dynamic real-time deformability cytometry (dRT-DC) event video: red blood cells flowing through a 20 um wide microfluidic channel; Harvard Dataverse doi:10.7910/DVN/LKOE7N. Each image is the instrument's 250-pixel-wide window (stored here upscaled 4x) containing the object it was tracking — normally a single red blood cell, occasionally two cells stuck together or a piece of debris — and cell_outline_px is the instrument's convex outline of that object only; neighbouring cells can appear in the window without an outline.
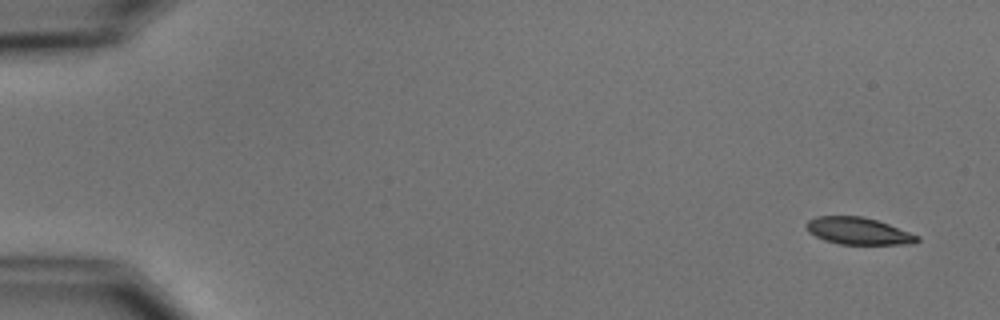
{"species": "common noctule bat (a hibernating species)", "species_latin": "Nyctalus noctula", "temperature_condition": "cold", "stored_images_in_passage": 8, "camera_frame_rate_fps": 3000, "um_per_image_px": 0.085, "animal": {"sex": "male", "body_mass_g": 15.6}, "frame": {"image": 1, "passage_image": 1, "time_ms": 0.0, "image_size_px": [1000, 320], "cell_outline_px": [[920, 240], [912, 244], [840, 244], [824, 240], [808, 232], [804, 224], [808, 220], [816, 216], [860, 216], [876, 220], [888, 224], [920, 236]], "centroid_in_image_um": [72.93, 19.63], "position_along_channel_um": 12.1, "area_um2": 17.46}}
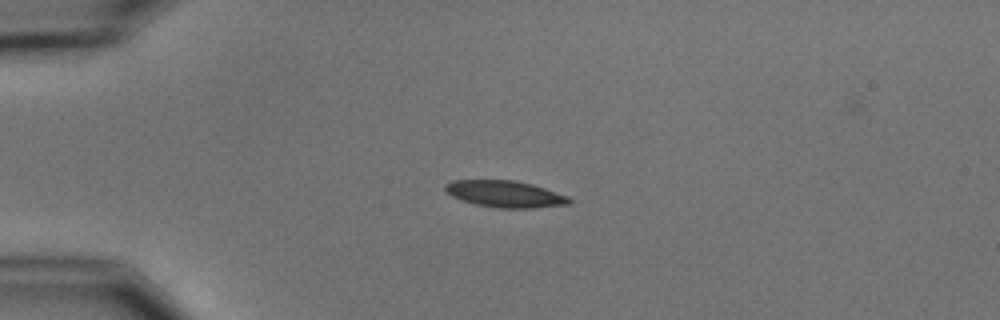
{"frame": {"image": 2, "passage_image": 4, "time_ms": 3.667, "image_size_px": [1000, 320], "cell_outline_px": [[572, 200], [568, 204], [532, 208], [496, 208], [476, 204], [460, 200], [444, 192], [444, 184], [452, 180], [516, 180], [532, 184], [568, 196]], "centroid_in_image_um": [42.88, 16.48], "position_along_channel_um": 42.1, "area_um2": 19.36}}
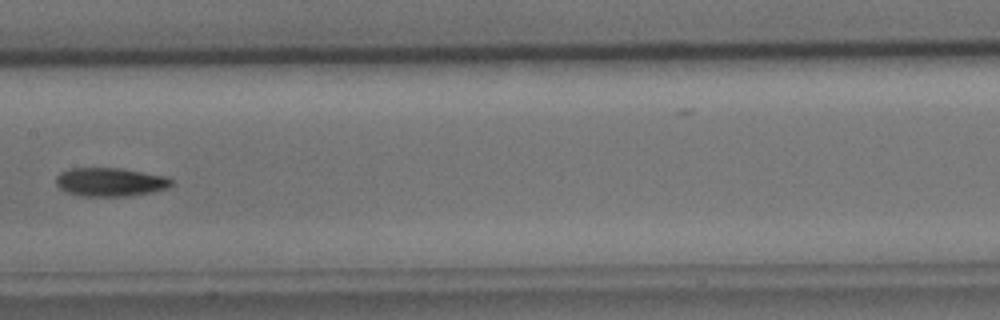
{"frame": {"image": 3, "passage_image": 8, "time_ms": 8.667, "image_size_px": [1000, 320], "cell_outline_px": [[172, 184], [168, 188], [152, 192], [128, 196], [80, 196], [68, 192], [60, 188], [56, 184], [56, 176], [60, 172], [68, 168], [120, 168], [168, 176], [172, 180]], "centroid_in_image_um": [9.38, 15.46], "position_along_channel_um": 198.0, "area_um2": 19.36}}